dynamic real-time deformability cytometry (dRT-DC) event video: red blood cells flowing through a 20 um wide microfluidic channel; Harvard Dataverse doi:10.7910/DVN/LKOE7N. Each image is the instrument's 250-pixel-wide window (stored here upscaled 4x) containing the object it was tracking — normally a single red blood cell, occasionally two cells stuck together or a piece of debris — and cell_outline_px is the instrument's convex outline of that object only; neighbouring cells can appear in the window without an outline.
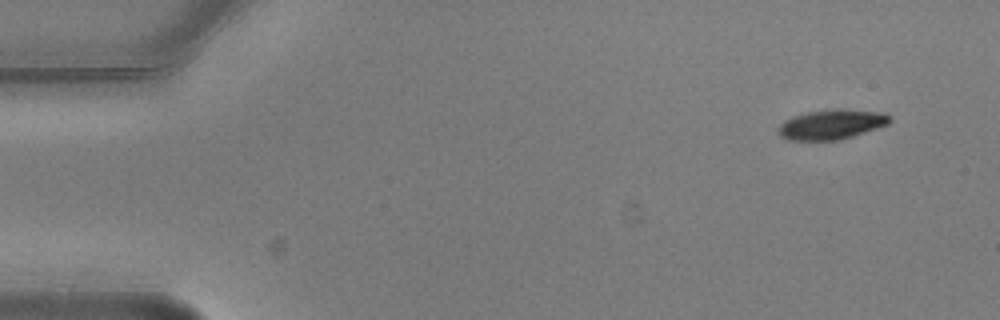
{"species": "common noctule bat (a hibernating species)", "species_latin": "Nyctalus noctula", "temperature_condition": "warm", "stored_images_in_passage": 9, "camera_frame_rate_fps": 3000, "um_per_image_px": 0.085, "animal": {"sex": "male", "body_mass_g": 20.5, "forearm_length_mm": 52.5}, "frame": {"image": 1, "passage_image": 1, "time_ms": 0.0, "image_size_px": [1000, 320], "cell_outline_px": [[892, 120], [888, 124], [840, 140], [784, 140], [776, 132], [780, 124], [784, 120], [808, 112], [836, 108], [840, 108], [884, 112], [892, 116]], "centroid_in_image_um": [70.68, 10.57], "position_along_channel_um": 14.3, "area_um2": 19.54}}
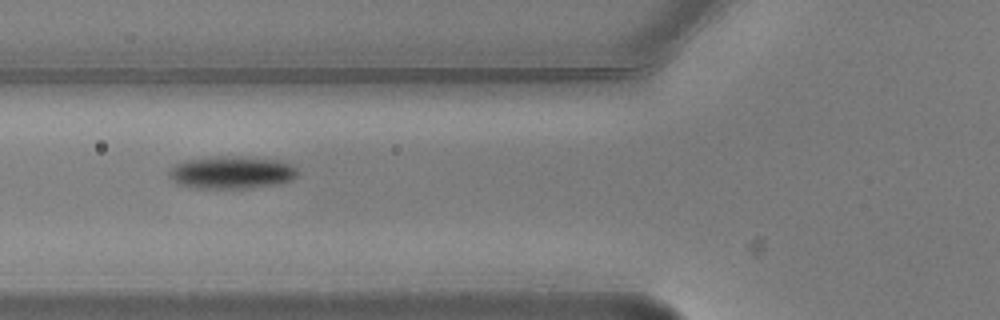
{"frame": {"image": 2, "passage_image": 6, "time_ms": 1.667, "image_size_px": [1000, 320], "cell_outline_px": [[296, 176], [292, 180], [276, 184], [252, 188], [196, 188], [176, 184], [168, 176], [168, 172], [176, 164], [188, 160], [224, 156], [236, 156], [280, 160], [296, 168]], "centroid_in_image_um": [19.67, 14.67], "position_along_channel_um": 106.1, "area_um2": 24.22}}
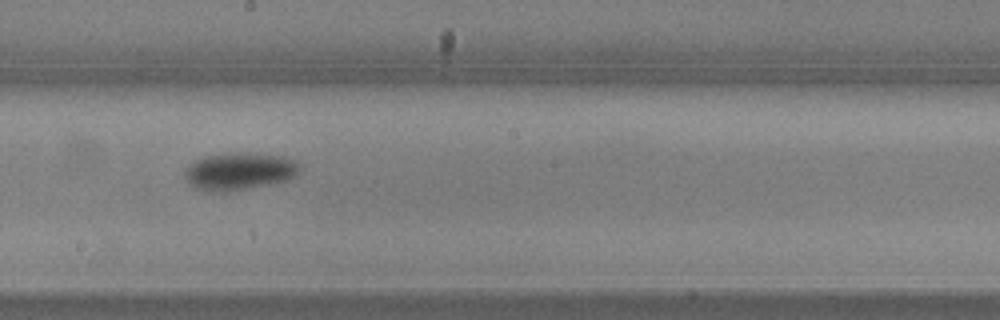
{"frame": {"image": 3, "passage_image": 9, "time_ms": 2.667, "image_size_px": [1000, 320], "cell_outline_px": [[304, 168], [296, 176], [288, 180], [272, 184], [228, 192], [208, 192], [196, 188], [188, 184], [184, 180], [184, 168], [196, 160], [204, 156], [236, 152], [256, 152], [284, 156], [296, 160]], "centroid_in_image_um": [20.38, 14.56], "position_along_channel_um": 227.8, "area_um2": 26.01}}